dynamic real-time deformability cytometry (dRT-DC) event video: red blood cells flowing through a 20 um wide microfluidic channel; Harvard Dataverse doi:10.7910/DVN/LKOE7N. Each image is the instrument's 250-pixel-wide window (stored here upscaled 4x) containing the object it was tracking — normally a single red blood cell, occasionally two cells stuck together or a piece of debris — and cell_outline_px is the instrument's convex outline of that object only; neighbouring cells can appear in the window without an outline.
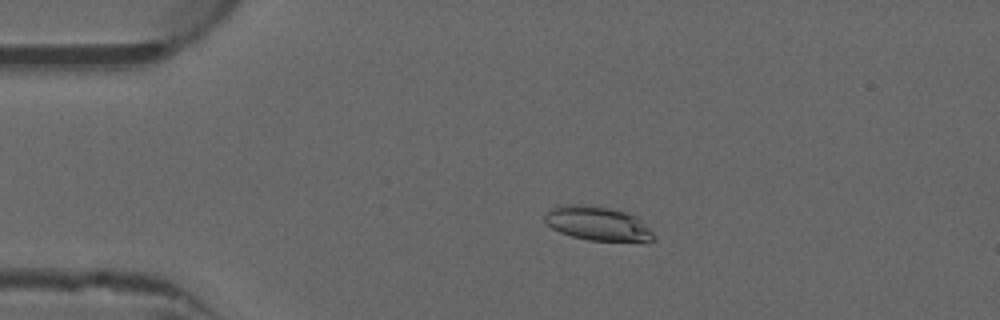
{"species": "common noctule bat (a hibernating species)", "species_latin": "Nyctalus noctula", "temperature_condition": "warm", "stored_images_in_passage": 51, "camera_frame_rate_fps": 3000, "um_per_image_px": 0.085, "animal": {"sex": "male", "forearm_length_mm": 52.5}, "frame": {"image": 1, "passage_image": 10, "time_ms": 3.0, "image_size_px": [1000, 320], "cell_outline_px": [[652, 240], [648, 244], [588, 240], [572, 236], [560, 232], [552, 228], [544, 220], [544, 216], [548, 208], [556, 204], [584, 204], [608, 208], [628, 212], [636, 216], [652, 232]], "centroid_in_image_um": [50.8, 19.02], "position_along_channel_um": 34.2, "area_um2": 22.31}}
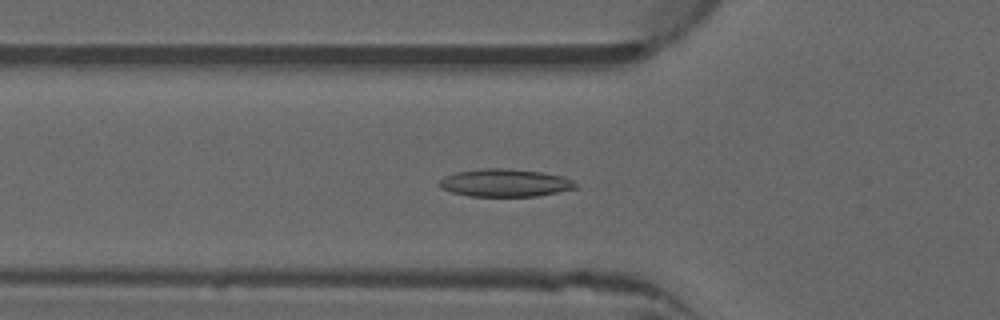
{"frame": {"image": 2, "passage_image": 17, "time_ms": 5.333, "image_size_px": [1000, 320], "cell_outline_px": [[576, 188], [536, 196], [468, 196], [452, 192], [440, 188], [436, 184], [444, 176], [456, 172], [480, 168], [508, 168], [540, 172], [564, 176], [572, 180], [576, 184]], "centroid_in_image_um": [42.87, 15.53], "position_along_channel_um": 82.9, "area_um2": 22.08}}
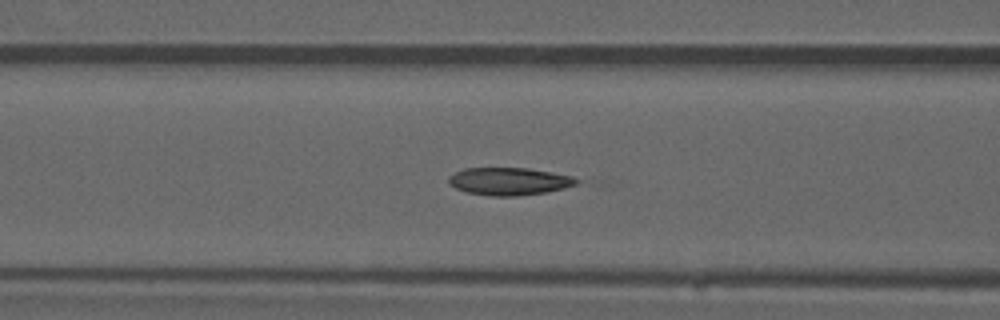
{"frame": {"image": 3, "passage_image": 20, "time_ms": 6.333, "image_size_px": [1000, 320], "cell_outline_px": [[580, 180], [576, 184], [564, 188], [544, 192], [516, 196], [488, 196], [464, 192], [448, 184], [448, 176], [464, 168], [528, 168], [552, 172], [572, 176]], "centroid_in_image_um": [43.24, 15.41], "position_along_channel_um": 123.4, "area_um2": 20.63}, "authors_computed_cell_mechanics": {"area_um2": 20.808, "velocity_mm_per_s": 3.9988, "shape_relaxation_time_tau1_ms": 3.5566, "shape_relaxation_time_tau2_ms": null, "deformation_change_tau1": 0.1332, "deformation_change_tau2": null}}